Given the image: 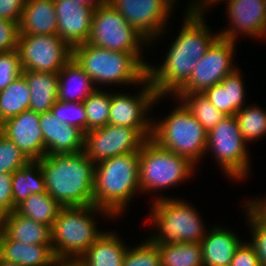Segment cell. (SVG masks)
<instances>
[{"label": "cell", "mask_w": 266, "mask_h": 266, "mask_svg": "<svg viewBox=\"0 0 266 266\" xmlns=\"http://www.w3.org/2000/svg\"><path fill=\"white\" fill-rule=\"evenodd\" d=\"M36 161L42 170L47 193L62 207L94 204L96 164L84 152L45 155Z\"/></svg>", "instance_id": "obj_1"}, {"label": "cell", "mask_w": 266, "mask_h": 266, "mask_svg": "<svg viewBox=\"0 0 266 266\" xmlns=\"http://www.w3.org/2000/svg\"><path fill=\"white\" fill-rule=\"evenodd\" d=\"M139 185V152L117 155L95 165L94 205L120 216Z\"/></svg>", "instance_id": "obj_2"}, {"label": "cell", "mask_w": 266, "mask_h": 266, "mask_svg": "<svg viewBox=\"0 0 266 266\" xmlns=\"http://www.w3.org/2000/svg\"><path fill=\"white\" fill-rule=\"evenodd\" d=\"M100 212L107 218H114L109 211L94 204L60 209L51 227L52 249L60 263L76 262L105 233L102 230L98 231L93 219L95 214Z\"/></svg>", "instance_id": "obj_3"}, {"label": "cell", "mask_w": 266, "mask_h": 266, "mask_svg": "<svg viewBox=\"0 0 266 266\" xmlns=\"http://www.w3.org/2000/svg\"><path fill=\"white\" fill-rule=\"evenodd\" d=\"M73 58L95 86L113 83L140 85L147 78V68L130 53L111 51L87 42L73 48Z\"/></svg>", "instance_id": "obj_4"}, {"label": "cell", "mask_w": 266, "mask_h": 266, "mask_svg": "<svg viewBox=\"0 0 266 266\" xmlns=\"http://www.w3.org/2000/svg\"><path fill=\"white\" fill-rule=\"evenodd\" d=\"M157 198L152 202L149 219L158 233L149 235L148 240L156 245L200 243L207 229L196 208L184 200L165 196Z\"/></svg>", "instance_id": "obj_5"}, {"label": "cell", "mask_w": 266, "mask_h": 266, "mask_svg": "<svg viewBox=\"0 0 266 266\" xmlns=\"http://www.w3.org/2000/svg\"><path fill=\"white\" fill-rule=\"evenodd\" d=\"M178 104L164 120L152 123L151 139L196 165L205 157L208 132L182 102Z\"/></svg>", "instance_id": "obj_6"}, {"label": "cell", "mask_w": 266, "mask_h": 266, "mask_svg": "<svg viewBox=\"0 0 266 266\" xmlns=\"http://www.w3.org/2000/svg\"><path fill=\"white\" fill-rule=\"evenodd\" d=\"M195 166L187 158L162 148L149 138L139 152L140 192L176 187L178 183L191 178Z\"/></svg>", "instance_id": "obj_7"}, {"label": "cell", "mask_w": 266, "mask_h": 266, "mask_svg": "<svg viewBox=\"0 0 266 266\" xmlns=\"http://www.w3.org/2000/svg\"><path fill=\"white\" fill-rule=\"evenodd\" d=\"M88 43L111 51L133 54L148 67L149 63L142 58L141 50L144 48L141 45H149V41L107 1L94 11Z\"/></svg>", "instance_id": "obj_8"}, {"label": "cell", "mask_w": 266, "mask_h": 266, "mask_svg": "<svg viewBox=\"0 0 266 266\" xmlns=\"http://www.w3.org/2000/svg\"><path fill=\"white\" fill-rule=\"evenodd\" d=\"M247 150V142L241 135L235 115H227L208 132L206 153L213 152L225 176L232 180L248 176L250 158Z\"/></svg>", "instance_id": "obj_9"}, {"label": "cell", "mask_w": 266, "mask_h": 266, "mask_svg": "<svg viewBox=\"0 0 266 266\" xmlns=\"http://www.w3.org/2000/svg\"><path fill=\"white\" fill-rule=\"evenodd\" d=\"M152 128H131L107 124L84 134L86 156L95 164L132 152H140L144 142L151 138Z\"/></svg>", "instance_id": "obj_10"}, {"label": "cell", "mask_w": 266, "mask_h": 266, "mask_svg": "<svg viewBox=\"0 0 266 266\" xmlns=\"http://www.w3.org/2000/svg\"><path fill=\"white\" fill-rule=\"evenodd\" d=\"M17 50L23 70L57 74L73 57V49L55 35H19Z\"/></svg>", "instance_id": "obj_11"}, {"label": "cell", "mask_w": 266, "mask_h": 266, "mask_svg": "<svg viewBox=\"0 0 266 266\" xmlns=\"http://www.w3.org/2000/svg\"><path fill=\"white\" fill-rule=\"evenodd\" d=\"M236 41L219 37L197 62L188 81L176 93L205 92L238 68L233 63Z\"/></svg>", "instance_id": "obj_12"}, {"label": "cell", "mask_w": 266, "mask_h": 266, "mask_svg": "<svg viewBox=\"0 0 266 266\" xmlns=\"http://www.w3.org/2000/svg\"><path fill=\"white\" fill-rule=\"evenodd\" d=\"M149 43L165 34L176 0H107ZM169 17V18H168Z\"/></svg>", "instance_id": "obj_13"}, {"label": "cell", "mask_w": 266, "mask_h": 266, "mask_svg": "<svg viewBox=\"0 0 266 266\" xmlns=\"http://www.w3.org/2000/svg\"><path fill=\"white\" fill-rule=\"evenodd\" d=\"M141 85L140 93L135 96L123 93H111L108 124L131 128H152V119L147 118L153 104L160 101L149 79L146 78ZM159 100V101H158Z\"/></svg>", "instance_id": "obj_14"}, {"label": "cell", "mask_w": 266, "mask_h": 266, "mask_svg": "<svg viewBox=\"0 0 266 266\" xmlns=\"http://www.w3.org/2000/svg\"><path fill=\"white\" fill-rule=\"evenodd\" d=\"M164 60L159 67H147V78L157 95L163 97L174 95L188 81L198 62L187 51H168Z\"/></svg>", "instance_id": "obj_15"}, {"label": "cell", "mask_w": 266, "mask_h": 266, "mask_svg": "<svg viewBox=\"0 0 266 266\" xmlns=\"http://www.w3.org/2000/svg\"><path fill=\"white\" fill-rule=\"evenodd\" d=\"M39 117L40 113L29 109L0 123V133L11 140L30 161L44 156Z\"/></svg>", "instance_id": "obj_16"}, {"label": "cell", "mask_w": 266, "mask_h": 266, "mask_svg": "<svg viewBox=\"0 0 266 266\" xmlns=\"http://www.w3.org/2000/svg\"><path fill=\"white\" fill-rule=\"evenodd\" d=\"M230 18L229 28L221 30L220 37L235 41L237 33L247 37H265V1L264 0H223ZM232 25V26H231Z\"/></svg>", "instance_id": "obj_17"}, {"label": "cell", "mask_w": 266, "mask_h": 266, "mask_svg": "<svg viewBox=\"0 0 266 266\" xmlns=\"http://www.w3.org/2000/svg\"><path fill=\"white\" fill-rule=\"evenodd\" d=\"M58 35L72 49L89 40L95 8L77 0H54Z\"/></svg>", "instance_id": "obj_18"}, {"label": "cell", "mask_w": 266, "mask_h": 266, "mask_svg": "<svg viewBox=\"0 0 266 266\" xmlns=\"http://www.w3.org/2000/svg\"><path fill=\"white\" fill-rule=\"evenodd\" d=\"M39 124L44 139V156L83 152L84 133L75 126L62 123L51 110L40 113Z\"/></svg>", "instance_id": "obj_19"}, {"label": "cell", "mask_w": 266, "mask_h": 266, "mask_svg": "<svg viewBox=\"0 0 266 266\" xmlns=\"http://www.w3.org/2000/svg\"><path fill=\"white\" fill-rule=\"evenodd\" d=\"M186 13L183 27L168 51H187L195 60H199L220 37V33L213 34L209 30L203 18L204 13L196 12L190 7L186 9Z\"/></svg>", "instance_id": "obj_20"}, {"label": "cell", "mask_w": 266, "mask_h": 266, "mask_svg": "<svg viewBox=\"0 0 266 266\" xmlns=\"http://www.w3.org/2000/svg\"><path fill=\"white\" fill-rule=\"evenodd\" d=\"M0 258L20 266H59L52 245L24 244L9 239L0 230Z\"/></svg>", "instance_id": "obj_21"}, {"label": "cell", "mask_w": 266, "mask_h": 266, "mask_svg": "<svg viewBox=\"0 0 266 266\" xmlns=\"http://www.w3.org/2000/svg\"><path fill=\"white\" fill-rule=\"evenodd\" d=\"M242 242L234 232L224 227L215 226L207 230L200 242L204 266L229 265Z\"/></svg>", "instance_id": "obj_22"}, {"label": "cell", "mask_w": 266, "mask_h": 266, "mask_svg": "<svg viewBox=\"0 0 266 266\" xmlns=\"http://www.w3.org/2000/svg\"><path fill=\"white\" fill-rule=\"evenodd\" d=\"M0 230L9 238L33 245H52L51 227L13 210L0 218Z\"/></svg>", "instance_id": "obj_23"}, {"label": "cell", "mask_w": 266, "mask_h": 266, "mask_svg": "<svg viewBox=\"0 0 266 266\" xmlns=\"http://www.w3.org/2000/svg\"><path fill=\"white\" fill-rule=\"evenodd\" d=\"M19 27L23 35L58 34L54 0H26Z\"/></svg>", "instance_id": "obj_24"}, {"label": "cell", "mask_w": 266, "mask_h": 266, "mask_svg": "<svg viewBox=\"0 0 266 266\" xmlns=\"http://www.w3.org/2000/svg\"><path fill=\"white\" fill-rule=\"evenodd\" d=\"M241 76V71L237 69L204 92L209 101L225 115H235L245 106L246 91Z\"/></svg>", "instance_id": "obj_25"}, {"label": "cell", "mask_w": 266, "mask_h": 266, "mask_svg": "<svg viewBox=\"0 0 266 266\" xmlns=\"http://www.w3.org/2000/svg\"><path fill=\"white\" fill-rule=\"evenodd\" d=\"M58 74L57 100L83 102L97 88L93 80L72 57Z\"/></svg>", "instance_id": "obj_26"}, {"label": "cell", "mask_w": 266, "mask_h": 266, "mask_svg": "<svg viewBox=\"0 0 266 266\" xmlns=\"http://www.w3.org/2000/svg\"><path fill=\"white\" fill-rule=\"evenodd\" d=\"M116 232L105 231L76 261L79 266H122L129 246Z\"/></svg>", "instance_id": "obj_27"}, {"label": "cell", "mask_w": 266, "mask_h": 266, "mask_svg": "<svg viewBox=\"0 0 266 266\" xmlns=\"http://www.w3.org/2000/svg\"><path fill=\"white\" fill-rule=\"evenodd\" d=\"M30 89V110L37 113L50 111L57 101L58 74L40 71L23 70Z\"/></svg>", "instance_id": "obj_28"}, {"label": "cell", "mask_w": 266, "mask_h": 266, "mask_svg": "<svg viewBox=\"0 0 266 266\" xmlns=\"http://www.w3.org/2000/svg\"><path fill=\"white\" fill-rule=\"evenodd\" d=\"M46 191L42 170L37 161H29L12 173L13 210L31 194Z\"/></svg>", "instance_id": "obj_29"}, {"label": "cell", "mask_w": 266, "mask_h": 266, "mask_svg": "<svg viewBox=\"0 0 266 266\" xmlns=\"http://www.w3.org/2000/svg\"><path fill=\"white\" fill-rule=\"evenodd\" d=\"M31 93L21 74L0 91V123L30 109Z\"/></svg>", "instance_id": "obj_30"}, {"label": "cell", "mask_w": 266, "mask_h": 266, "mask_svg": "<svg viewBox=\"0 0 266 266\" xmlns=\"http://www.w3.org/2000/svg\"><path fill=\"white\" fill-rule=\"evenodd\" d=\"M174 97L185 105L207 132L227 116L209 101L204 92L175 93Z\"/></svg>", "instance_id": "obj_31"}, {"label": "cell", "mask_w": 266, "mask_h": 266, "mask_svg": "<svg viewBox=\"0 0 266 266\" xmlns=\"http://www.w3.org/2000/svg\"><path fill=\"white\" fill-rule=\"evenodd\" d=\"M62 206L47 192L31 194L15 211L35 222L52 227Z\"/></svg>", "instance_id": "obj_32"}, {"label": "cell", "mask_w": 266, "mask_h": 266, "mask_svg": "<svg viewBox=\"0 0 266 266\" xmlns=\"http://www.w3.org/2000/svg\"><path fill=\"white\" fill-rule=\"evenodd\" d=\"M161 266H204L200 243L157 245Z\"/></svg>", "instance_id": "obj_33"}, {"label": "cell", "mask_w": 266, "mask_h": 266, "mask_svg": "<svg viewBox=\"0 0 266 266\" xmlns=\"http://www.w3.org/2000/svg\"><path fill=\"white\" fill-rule=\"evenodd\" d=\"M244 106L235 114L242 137L253 142L266 135V111L256 105Z\"/></svg>", "instance_id": "obj_34"}, {"label": "cell", "mask_w": 266, "mask_h": 266, "mask_svg": "<svg viewBox=\"0 0 266 266\" xmlns=\"http://www.w3.org/2000/svg\"><path fill=\"white\" fill-rule=\"evenodd\" d=\"M100 86L84 101L87 115V131L104 127L108 124L111 92L99 90Z\"/></svg>", "instance_id": "obj_35"}, {"label": "cell", "mask_w": 266, "mask_h": 266, "mask_svg": "<svg viewBox=\"0 0 266 266\" xmlns=\"http://www.w3.org/2000/svg\"><path fill=\"white\" fill-rule=\"evenodd\" d=\"M51 111L62 123L75 126L84 134L87 132V115L83 102L57 100Z\"/></svg>", "instance_id": "obj_36"}, {"label": "cell", "mask_w": 266, "mask_h": 266, "mask_svg": "<svg viewBox=\"0 0 266 266\" xmlns=\"http://www.w3.org/2000/svg\"><path fill=\"white\" fill-rule=\"evenodd\" d=\"M122 266H161L157 245L147 239L135 248H127Z\"/></svg>", "instance_id": "obj_37"}, {"label": "cell", "mask_w": 266, "mask_h": 266, "mask_svg": "<svg viewBox=\"0 0 266 266\" xmlns=\"http://www.w3.org/2000/svg\"><path fill=\"white\" fill-rule=\"evenodd\" d=\"M29 161L11 140L0 133V174H12Z\"/></svg>", "instance_id": "obj_38"}, {"label": "cell", "mask_w": 266, "mask_h": 266, "mask_svg": "<svg viewBox=\"0 0 266 266\" xmlns=\"http://www.w3.org/2000/svg\"><path fill=\"white\" fill-rule=\"evenodd\" d=\"M244 211L249 221L251 231V242L249 244L254 248L258 256L260 266H266V224H264L247 206L244 204Z\"/></svg>", "instance_id": "obj_39"}, {"label": "cell", "mask_w": 266, "mask_h": 266, "mask_svg": "<svg viewBox=\"0 0 266 266\" xmlns=\"http://www.w3.org/2000/svg\"><path fill=\"white\" fill-rule=\"evenodd\" d=\"M21 60L17 49L0 53V91L22 74Z\"/></svg>", "instance_id": "obj_40"}, {"label": "cell", "mask_w": 266, "mask_h": 266, "mask_svg": "<svg viewBox=\"0 0 266 266\" xmlns=\"http://www.w3.org/2000/svg\"><path fill=\"white\" fill-rule=\"evenodd\" d=\"M19 35V23L0 18V53L17 49Z\"/></svg>", "instance_id": "obj_41"}, {"label": "cell", "mask_w": 266, "mask_h": 266, "mask_svg": "<svg viewBox=\"0 0 266 266\" xmlns=\"http://www.w3.org/2000/svg\"><path fill=\"white\" fill-rule=\"evenodd\" d=\"M13 211L12 174H0V218Z\"/></svg>", "instance_id": "obj_42"}, {"label": "cell", "mask_w": 266, "mask_h": 266, "mask_svg": "<svg viewBox=\"0 0 266 266\" xmlns=\"http://www.w3.org/2000/svg\"><path fill=\"white\" fill-rule=\"evenodd\" d=\"M231 266H260L258 256L249 242H242L236 249Z\"/></svg>", "instance_id": "obj_43"}, {"label": "cell", "mask_w": 266, "mask_h": 266, "mask_svg": "<svg viewBox=\"0 0 266 266\" xmlns=\"http://www.w3.org/2000/svg\"><path fill=\"white\" fill-rule=\"evenodd\" d=\"M26 0H0V18L20 24Z\"/></svg>", "instance_id": "obj_44"}, {"label": "cell", "mask_w": 266, "mask_h": 266, "mask_svg": "<svg viewBox=\"0 0 266 266\" xmlns=\"http://www.w3.org/2000/svg\"><path fill=\"white\" fill-rule=\"evenodd\" d=\"M257 199H250L245 205L266 224V198Z\"/></svg>", "instance_id": "obj_45"}, {"label": "cell", "mask_w": 266, "mask_h": 266, "mask_svg": "<svg viewBox=\"0 0 266 266\" xmlns=\"http://www.w3.org/2000/svg\"><path fill=\"white\" fill-rule=\"evenodd\" d=\"M222 0H194V1H191L193 3H190L189 7L192 8L194 11L196 12H202L206 9H207L211 6V5H218L219 3L218 2H221ZM209 6V7H208Z\"/></svg>", "instance_id": "obj_46"}, {"label": "cell", "mask_w": 266, "mask_h": 266, "mask_svg": "<svg viewBox=\"0 0 266 266\" xmlns=\"http://www.w3.org/2000/svg\"><path fill=\"white\" fill-rule=\"evenodd\" d=\"M82 5L90 6L92 8H97L100 4L106 2L107 0H77Z\"/></svg>", "instance_id": "obj_47"}, {"label": "cell", "mask_w": 266, "mask_h": 266, "mask_svg": "<svg viewBox=\"0 0 266 266\" xmlns=\"http://www.w3.org/2000/svg\"><path fill=\"white\" fill-rule=\"evenodd\" d=\"M0 266H20L16 263H10L0 258Z\"/></svg>", "instance_id": "obj_48"}, {"label": "cell", "mask_w": 266, "mask_h": 266, "mask_svg": "<svg viewBox=\"0 0 266 266\" xmlns=\"http://www.w3.org/2000/svg\"><path fill=\"white\" fill-rule=\"evenodd\" d=\"M59 266H79L76 262H64L60 263Z\"/></svg>", "instance_id": "obj_49"}, {"label": "cell", "mask_w": 266, "mask_h": 266, "mask_svg": "<svg viewBox=\"0 0 266 266\" xmlns=\"http://www.w3.org/2000/svg\"><path fill=\"white\" fill-rule=\"evenodd\" d=\"M265 1V13H266V0ZM265 37H266V22H265Z\"/></svg>", "instance_id": "obj_50"}]
</instances>
